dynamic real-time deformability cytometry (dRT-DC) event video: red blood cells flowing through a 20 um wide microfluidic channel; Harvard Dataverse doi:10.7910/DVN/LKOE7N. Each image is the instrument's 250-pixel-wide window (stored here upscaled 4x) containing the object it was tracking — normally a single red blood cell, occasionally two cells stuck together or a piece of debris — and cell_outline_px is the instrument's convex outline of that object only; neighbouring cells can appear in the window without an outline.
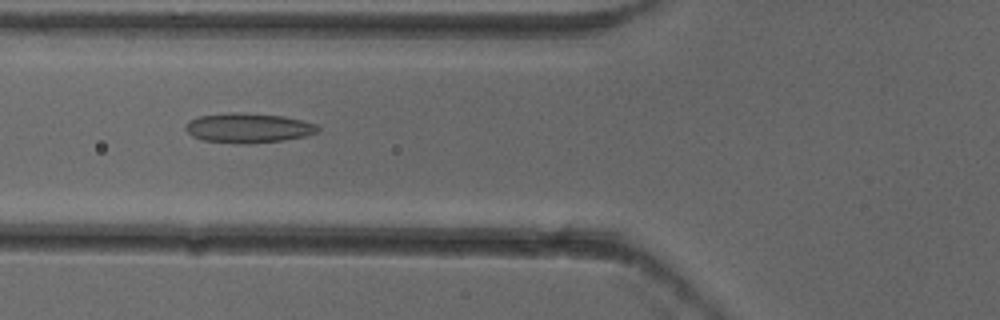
{"species": "common noctule bat (a hibernating species)", "species_latin": "Nyctalus noctula", "temperature_condition": "cold", "stored_images_in_passage": 7, "camera_frame_rate_fps": 3000, "um_per_image_px": 0.085, "animal": {"sex": "female"}, "frame": {"image": 1, "passage_image": 6, "time_ms": 1.667, "image_size_px": [1000, 320], "cell_outline_px": [[320, 128], [316, 132], [304, 136], [284, 140], [248, 144], [240, 144], [204, 140], [192, 136], [184, 128], [184, 124], [188, 120], [200, 116], [228, 112], [244, 112], [284, 116], [316, 124]], "centroid_in_image_um": [21.06, 10.87], "position_along_channel_um": 104.7, "area_um2": 23.0}}
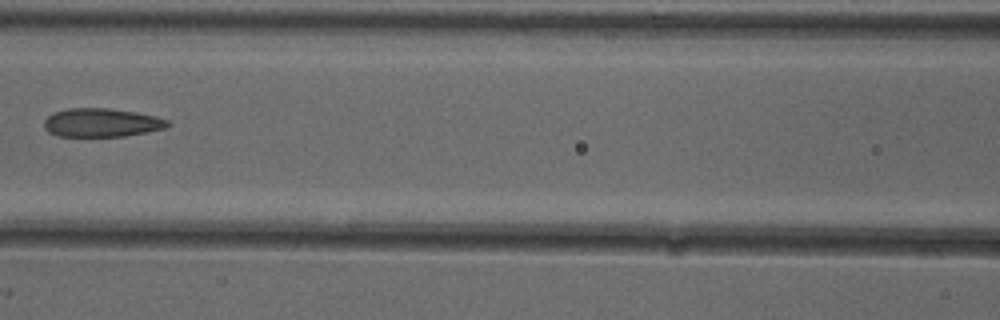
{"frame": {"image": 2, "passage_image": 7, "time_ms": 2.0, "image_size_px": [1000, 320], "cell_outline_px": [[172, 124], [164, 128], [124, 136], [60, 136], [48, 132], [44, 128], [44, 120], [52, 112], [68, 108], [108, 108], [136, 112], [156, 116], [168, 120]], "centroid_in_image_um": [8.61, 10.41], "position_along_channel_um": 158.0, "area_um2": 20.58}}